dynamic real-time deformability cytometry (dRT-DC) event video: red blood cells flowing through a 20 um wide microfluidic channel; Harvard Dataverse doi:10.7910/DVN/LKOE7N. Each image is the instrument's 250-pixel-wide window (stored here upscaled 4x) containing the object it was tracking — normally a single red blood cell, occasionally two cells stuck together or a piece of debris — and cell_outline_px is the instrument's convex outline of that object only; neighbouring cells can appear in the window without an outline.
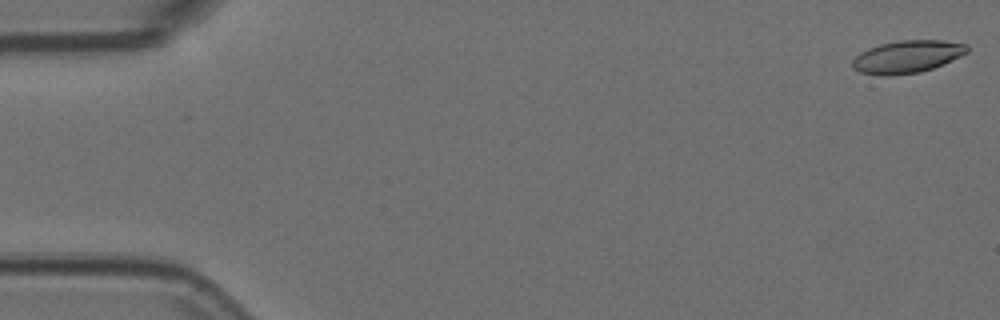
{"species": "Egyptian fruit bat (a non-hibernating species)", "species_latin": "Rousettus aegyptiacus", "temperature_condition": "room temperature", "stored_images_in_passage": 55, "camera_frame_rate_fps": 3000, "um_per_image_px": 0.085, "animal": {"sex": "female"}, "frame": {"image": 1, "passage_image": 1, "time_ms": 0.0, "image_size_px": [1000, 320], "cell_outline_px": [[968, 52], [960, 56], [932, 68], [920, 72], [884, 76], [860, 72], [852, 68], [852, 60], [860, 52], [868, 48], [880, 44], [900, 40], [944, 40], [968, 44]], "centroid_in_image_um": [77.09, 4.81], "position_along_channel_um": 7.9, "area_um2": 21.68}}
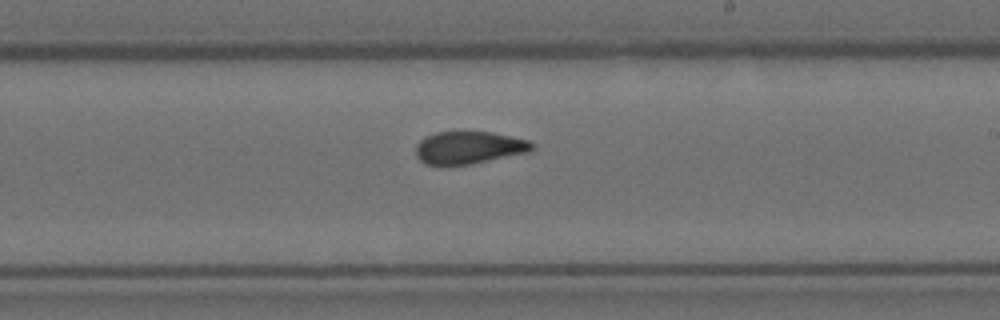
{"frame": {"image": 2, "passage_image": 32, "time_ms": 10.333, "image_size_px": [1000, 320], "cell_outline_px": [[536, 144], [532, 152], [472, 164], [440, 168], [424, 164], [416, 156], [416, 144], [424, 136], [436, 132], [492, 132], [528, 140]], "centroid_in_image_um": [39.84, 12.59], "position_along_channel_um": 249.2, "area_um2": 22.89}}
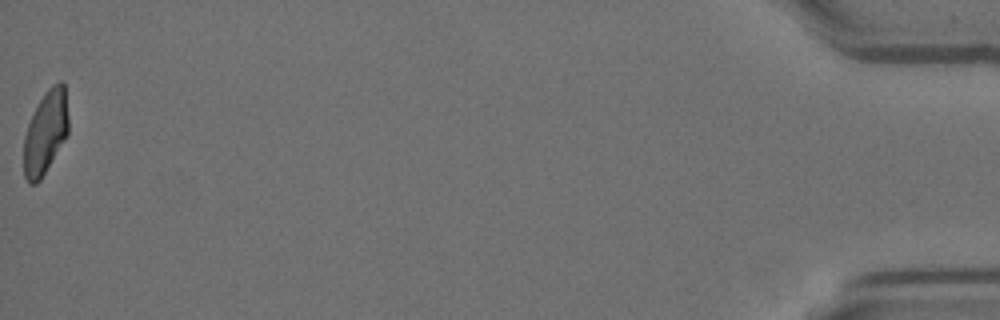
{"frame": {"image": 3, "passage_image": 55, "time_ms": 18.0, "image_size_px": [1000, 320], "cell_outline_px": [[68, 132], [64, 140], [40, 180], [36, 184], [28, 184], [24, 176], [24, 136], [28, 124], [40, 100], [48, 88], [52, 84], [60, 80], [64, 84], [68, 116]], "centroid_in_image_um": [3.86, 11.26], "position_along_channel_um": 431.3, "area_um2": 21.39}, "authors_computed_cell_mechanics": {"area_um2": 22.5998, "velocity_mm_per_s": 3.7104, "shape_relaxation_time_tau1_ms": null, "shape_relaxation_time_tau2_ms": 2.1898, "deformation_change_tau1": null, "deformation_change_tau2": 0.0878}}